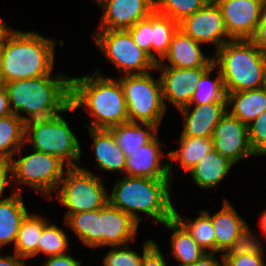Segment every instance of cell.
Segmentation results:
<instances>
[{"label": "cell", "mask_w": 266, "mask_h": 266, "mask_svg": "<svg viewBox=\"0 0 266 266\" xmlns=\"http://www.w3.org/2000/svg\"><path fill=\"white\" fill-rule=\"evenodd\" d=\"M152 49L158 53L157 63L167 54L173 35L179 29V23L167 15L152 12Z\"/></svg>", "instance_id": "d6a6232c"}, {"label": "cell", "mask_w": 266, "mask_h": 266, "mask_svg": "<svg viewBox=\"0 0 266 266\" xmlns=\"http://www.w3.org/2000/svg\"><path fill=\"white\" fill-rule=\"evenodd\" d=\"M47 223L48 221L42 216L28 213L17 233L14 253L23 259L37 255V242Z\"/></svg>", "instance_id": "f1b7e54d"}, {"label": "cell", "mask_w": 266, "mask_h": 266, "mask_svg": "<svg viewBox=\"0 0 266 266\" xmlns=\"http://www.w3.org/2000/svg\"><path fill=\"white\" fill-rule=\"evenodd\" d=\"M138 225L129 214L108 202L100 208V247L128 244V242L135 239Z\"/></svg>", "instance_id": "2e32d148"}, {"label": "cell", "mask_w": 266, "mask_h": 266, "mask_svg": "<svg viewBox=\"0 0 266 266\" xmlns=\"http://www.w3.org/2000/svg\"><path fill=\"white\" fill-rule=\"evenodd\" d=\"M21 191L14 192L0 200V248L15 243L23 219L28 214L21 197Z\"/></svg>", "instance_id": "44dd1931"}, {"label": "cell", "mask_w": 266, "mask_h": 266, "mask_svg": "<svg viewBox=\"0 0 266 266\" xmlns=\"http://www.w3.org/2000/svg\"><path fill=\"white\" fill-rule=\"evenodd\" d=\"M13 114L10 108L6 87L0 83V117Z\"/></svg>", "instance_id": "f6af8a7d"}, {"label": "cell", "mask_w": 266, "mask_h": 266, "mask_svg": "<svg viewBox=\"0 0 266 266\" xmlns=\"http://www.w3.org/2000/svg\"><path fill=\"white\" fill-rule=\"evenodd\" d=\"M215 68H217V66L213 64L200 77L194 88L190 103L187 106H192L194 104H207L212 102H227V93L225 91L220 71H217L218 75L215 80L211 81L209 79L210 73Z\"/></svg>", "instance_id": "4dcf8cb0"}, {"label": "cell", "mask_w": 266, "mask_h": 266, "mask_svg": "<svg viewBox=\"0 0 266 266\" xmlns=\"http://www.w3.org/2000/svg\"><path fill=\"white\" fill-rule=\"evenodd\" d=\"M260 221L261 228L266 233V210L262 213Z\"/></svg>", "instance_id": "681fc988"}, {"label": "cell", "mask_w": 266, "mask_h": 266, "mask_svg": "<svg viewBox=\"0 0 266 266\" xmlns=\"http://www.w3.org/2000/svg\"><path fill=\"white\" fill-rule=\"evenodd\" d=\"M140 125L138 122H126L109 129L127 157L131 155V152L140 149L142 145L148 144L157 134L158 127L156 125L152 123H141ZM143 125L145 129L142 128Z\"/></svg>", "instance_id": "484cf974"}, {"label": "cell", "mask_w": 266, "mask_h": 266, "mask_svg": "<svg viewBox=\"0 0 266 266\" xmlns=\"http://www.w3.org/2000/svg\"><path fill=\"white\" fill-rule=\"evenodd\" d=\"M61 113L42 119H34L25 124V144L33 150L58 157L66 167L78 166L81 149L79 142Z\"/></svg>", "instance_id": "8992f818"}, {"label": "cell", "mask_w": 266, "mask_h": 266, "mask_svg": "<svg viewBox=\"0 0 266 266\" xmlns=\"http://www.w3.org/2000/svg\"><path fill=\"white\" fill-rule=\"evenodd\" d=\"M26 122L15 114L0 117V158L12 159L25 145Z\"/></svg>", "instance_id": "83f0119b"}, {"label": "cell", "mask_w": 266, "mask_h": 266, "mask_svg": "<svg viewBox=\"0 0 266 266\" xmlns=\"http://www.w3.org/2000/svg\"><path fill=\"white\" fill-rule=\"evenodd\" d=\"M94 142L98 166L105 171H125L127 156L109 129L88 128Z\"/></svg>", "instance_id": "ffe728a7"}, {"label": "cell", "mask_w": 266, "mask_h": 266, "mask_svg": "<svg viewBox=\"0 0 266 266\" xmlns=\"http://www.w3.org/2000/svg\"><path fill=\"white\" fill-rule=\"evenodd\" d=\"M121 247L113 246L112 250H109L103 259L104 266H141L143 255L141 257L133 250H130L128 244Z\"/></svg>", "instance_id": "f35d334b"}, {"label": "cell", "mask_w": 266, "mask_h": 266, "mask_svg": "<svg viewBox=\"0 0 266 266\" xmlns=\"http://www.w3.org/2000/svg\"><path fill=\"white\" fill-rule=\"evenodd\" d=\"M220 7L228 35L249 39L259 22L263 4L257 0H214Z\"/></svg>", "instance_id": "4fadbf2b"}, {"label": "cell", "mask_w": 266, "mask_h": 266, "mask_svg": "<svg viewBox=\"0 0 266 266\" xmlns=\"http://www.w3.org/2000/svg\"><path fill=\"white\" fill-rule=\"evenodd\" d=\"M55 44L37 32L10 28L2 43V83L50 75Z\"/></svg>", "instance_id": "3957f363"}, {"label": "cell", "mask_w": 266, "mask_h": 266, "mask_svg": "<svg viewBox=\"0 0 266 266\" xmlns=\"http://www.w3.org/2000/svg\"><path fill=\"white\" fill-rule=\"evenodd\" d=\"M226 99L227 108L233 104V108L227 112L246 125L266 110V92L262 87L227 93Z\"/></svg>", "instance_id": "603a6c76"}, {"label": "cell", "mask_w": 266, "mask_h": 266, "mask_svg": "<svg viewBox=\"0 0 266 266\" xmlns=\"http://www.w3.org/2000/svg\"><path fill=\"white\" fill-rule=\"evenodd\" d=\"M82 261H77L71 255L65 253L62 255L49 256L47 262L42 266H80Z\"/></svg>", "instance_id": "7bdbcfd3"}, {"label": "cell", "mask_w": 266, "mask_h": 266, "mask_svg": "<svg viewBox=\"0 0 266 266\" xmlns=\"http://www.w3.org/2000/svg\"><path fill=\"white\" fill-rule=\"evenodd\" d=\"M262 88L264 89V91L266 92V75H265V79H264V82H263V86Z\"/></svg>", "instance_id": "816d5d0a"}, {"label": "cell", "mask_w": 266, "mask_h": 266, "mask_svg": "<svg viewBox=\"0 0 266 266\" xmlns=\"http://www.w3.org/2000/svg\"><path fill=\"white\" fill-rule=\"evenodd\" d=\"M68 248V238L61 228L48 222L37 242V254L43 253L46 256H56L65 254Z\"/></svg>", "instance_id": "e575fe53"}, {"label": "cell", "mask_w": 266, "mask_h": 266, "mask_svg": "<svg viewBox=\"0 0 266 266\" xmlns=\"http://www.w3.org/2000/svg\"><path fill=\"white\" fill-rule=\"evenodd\" d=\"M170 181L173 180L125 176L114 184L109 203L129 214L138 224L142 217L137 211L164 224L174 217Z\"/></svg>", "instance_id": "277c9868"}, {"label": "cell", "mask_w": 266, "mask_h": 266, "mask_svg": "<svg viewBox=\"0 0 266 266\" xmlns=\"http://www.w3.org/2000/svg\"><path fill=\"white\" fill-rule=\"evenodd\" d=\"M118 80L126 99L128 122L140 121L159 127L166 110L160 78L155 80L148 72L121 75Z\"/></svg>", "instance_id": "52a82bcc"}, {"label": "cell", "mask_w": 266, "mask_h": 266, "mask_svg": "<svg viewBox=\"0 0 266 266\" xmlns=\"http://www.w3.org/2000/svg\"><path fill=\"white\" fill-rule=\"evenodd\" d=\"M248 139L257 156L266 154V110L248 125Z\"/></svg>", "instance_id": "74e56055"}, {"label": "cell", "mask_w": 266, "mask_h": 266, "mask_svg": "<svg viewBox=\"0 0 266 266\" xmlns=\"http://www.w3.org/2000/svg\"><path fill=\"white\" fill-rule=\"evenodd\" d=\"M180 148L170 151L167 155L172 162L169 163V175L172 178L171 167L173 161L180 162V167L190 171L205 155L214 149L212 138L180 136Z\"/></svg>", "instance_id": "4316f807"}, {"label": "cell", "mask_w": 266, "mask_h": 266, "mask_svg": "<svg viewBox=\"0 0 266 266\" xmlns=\"http://www.w3.org/2000/svg\"><path fill=\"white\" fill-rule=\"evenodd\" d=\"M2 44H0V83H2Z\"/></svg>", "instance_id": "f907efd6"}, {"label": "cell", "mask_w": 266, "mask_h": 266, "mask_svg": "<svg viewBox=\"0 0 266 266\" xmlns=\"http://www.w3.org/2000/svg\"><path fill=\"white\" fill-rule=\"evenodd\" d=\"M103 8L101 29H129L154 11V0H95Z\"/></svg>", "instance_id": "9a60e30c"}, {"label": "cell", "mask_w": 266, "mask_h": 266, "mask_svg": "<svg viewBox=\"0 0 266 266\" xmlns=\"http://www.w3.org/2000/svg\"><path fill=\"white\" fill-rule=\"evenodd\" d=\"M215 234V253H224L238 237L243 225L246 223L235 208L224 199L222 209L214 215H210Z\"/></svg>", "instance_id": "7402d4cb"}, {"label": "cell", "mask_w": 266, "mask_h": 266, "mask_svg": "<svg viewBox=\"0 0 266 266\" xmlns=\"http://www.w3.org/2000/svg\"><path fill=\"white\" fill-rule=\"evenodd\" d=\"M13 114L25 122L49 118L73 110L71 78L64 75H45L4 83ZM19 112L28 113L30 118Z\"/></svg>", "instance_id": "6da1fadb"}, {"label": "cell", "mask_w": 266, "mask_h": 266, "mask_svg": "<svg viewBox=\"0 0 266 266\" xmlns=\"http://www.w3.org/2000/svg\"><path fill=\"white\" fill-rule=\"evenodd\" d=\"M163 225L173 231L171 236L172 254L180 261L178 266H191L207 253L175 217Z\"/></svg>", "instance_id": "d4e9b609"}, {"label": "cell", "mask_w": 266, "mask_h": 266, "mask_svg": "<svg viewBox=\"0 0 266 266\" xmlns=\"http://www.w3.org/2000/svg\"><path fill=\"white\" fill-rule=\"evenodd\" d=\"M9 173L10 176H8ZM12 179L13 177L11 160L0 158V200L1 196H3L2 194L5 190V187L7 186V183H9V181Z\"/></svg>", "instance_id": "ee69618b"}, {"label": "cell", "mask_w": 266, "mask_h": 266, "mask_svg": "<svg viewBox=\"0 0 266 266\" xmlns=\"http://www.w3.org/2000/svg\"><path fill=\"white\" fill-rule=\"evenodd\" d=\"M226 93L261 88L266 75V54L249 39H232L215 50Z\"/></svg>", "instance_id": "5b68a950"}, {"label": "cell", "mask_w": 266, "mask_h": 266, "mask_svg": "<svg viewBox=\"0 0 266 266\" xmlns=\"http://www.w3.org/2000/svg\"><path fill=\"white\" fill-rule=\"evenodd\" d=\"M233 165L225 155L213 149L189 172L198 187L210 189L225 178Z\"/></svg>", "instance_id": "cb8c5ba5"}, {"label": "cell", "mask_w": 266, "mask_h": 266, "mask_svg": "<svg viewBox=\"0 0 266 266\" xmlns=\"http://www.w3.org/2000/svg\"><path fill=\"white\" fill-rule=\"evenodd\" d=\"M211 0H154V10L178 23L203 8Z\"/></svg>", "instance_id": "836d02e7"}, {"label": "cell", "mask_w": 266, "mask_h": 266, "mask_svg": "<svg viewBox=\"0 0 266 266\" xmlns=\"http://www.w3.org/2000/svg\"><path fill=\"white\" fill-rule=\"evenodd\" d=\"M95 35L96 46L120 73L145 74L156 69V62L134 43L127 29L99 30Z\"/></svg>", "instance_id": "9c48e42d"}, {"label": "cell", "mask_w": 266, "mask_h": 266, "mask_svg": "<svg viewBox=\"0 0 266 266\" xmlns=\"http://www.w3.org/2000/svg\"><path fill=\"white\" fill-rule=\"evenodd\" d=\"M9 31L10 30L7 27L5 21L0 18V44L3 43V40Z\"/></svg>", "instance_id": "c3c4849f"}, {"label": "cell", "mask_w": 266, "mask_h": 266, "mask_svg": "<svg viewBox=\"0 0 266 266\" xmlns=\"http://www.w3.org/2000/svg\"><path fill=\"white\" fill-rule=\"evenodd\" d=\"M226 107L227 102H212L195 105L191 113V106L179 109L184 117L181 136L211 138L214 128L228 111Z\"/></svg>", "instance_id": "ac0fdd59"}, {"label": "cell", "mask_w": 266, "mask_h": 266, "mask_svg": "<svg viewBox=\"0 0 266 266\" xmlns=\"http://www.w3.org/2000/svg\"><path fill=\"white\" fill-rule=\"evenodd\" d=\"M257 236L248 229L247 223L241 228L238 237L232 242L228 250L223 255L259 254L264 255V250L260 245ZM259 242V243H258Z\"/></svg>", "instance_id": "d590c367"}, {"label": "cell", "mask_w": 266, "mask_h": 266, "mask_svg": "<svg viewBox=\"0 0 266 266\" xmlns=\"http://www.w3.org/2000/svg\"><path fill=\"white\" fill-rule=\"evenodd\" d=\"M100 209L76 212L64 219V224L76 233L84 245L88 247H100L99 235Z\"/></svg>", "instance_id": "f546056e"}, {"label": "cell", "mask_w": 266, "mask_h": 266, "mask_svg": "<svg viewBox=\"0 0 266 266\" xmlns=\"http://www.w3.org/2000/svg\"><path fill=\"white\" fill-rule=\"evenodd\" d=\"M209 67L176 68L156 67L160 75L162 97L179 109L189 105L194 88L200 77Z\"/></svg>", "instance_id": "5bb4252c"}, {"label": "cell", "mask_w": 266, "mask_h": 266, "mask_svg": "<svg viewBox=\"0 0 266 266\" xmlns=\"http://www.w3.org/2000/svg\"><path fill=\"white\" fill-rule=\"evenodd\" d=\"M249 40L264 54H266V4L263 5L259 22L254 34Z\"/></svg>", "instance_id": "b9f144b4"}, {"label": "cell", "mask_w": 266, "mask_h": 266, "mask_svg": "<svg viewBox=\"0 0 266 266\" xmlns=\"http://www.w3.org/2000/svg\"><path fill=\"white\" fill-rule=\"evenodd\" d=\"M263 256L259 254L223 255L224 266H266Z\"/></svg>", "instance_id": "60d3db41"}, {"label": "cell", "mask_w": 266, "mask_h": 266, "mask_svg": "<svg viewBox=\"0 0 266 266\" xmlns=\"http://www.w3.org/2000/svg\"><path fill=\"white\" fill-rule=\"evenodd\" d=\"M215 254L216 253L207 252L191 266H224L223 254H222V261L221 260L218 261L215 257Z\"/></svg>", "instance_id": "bcb514c9"}, {"label": "cell", "mask_w": 266, "mask_h": 266, "mask_svg": "<svg viewBox=\"0 0 266 266\" xmlns=\"http://www.w3.org/2000/svg\"><path fill=\"white\" fill-rule=\"evenodd\" d=\"M127 30L130 32L134 43L157 63V55L152 51V13L137 21Z\"/></svg>", "instance_id": "8d00e7d4"}, {"label": "cell", "mask_w": 266, "mask_h": 266, "mask_svg": "<svg viewBox=\"0 0 266 266\" xmlns=\"http://www.w3.org/2000/svg\"><path fill=\"white\" fill-rule=\"evenodd\" d=\"M142 254L141 266H167L157 243L152 239L144 241Z\"/></svg>", "instance_id": "ab89813d"}, {"label": "cell", "mask_w": 266, "mask_h": 266, "mask_svg": "<svg viewBox=\"0 0 266 266\" xmlns=\"http://www.w3.org/2000/svg\"><path fill=\"white\" fill-rule=\"evenodd\" d=\"M20 159H11L12 177L17 184H26L39 191L46 198H53L52 192L63 179L64 162L58 157L37 150Z\"/></svg>", "instance_id": "30bf717a"}, {"label": "cell", "mask_w": 266, "mask_h": 266, "mask_svg": "<svg viewBox=\"0 0 266 266\" xmlns=\"http://www.w3.org/2000/svg\"><path fill=\"white\" fill-rule=\"evenodd\" d=\"M157 135L140 149L127 157L125 172L127 176L153 179H171L169 165L162 164V145Z\"/></svg>", "instance_id": "e0dca14e"}, {"label": "cell", "mask_w": 266, "mask_h": 266, "mask_svg": "<svg viewBox=\"0 0 266 266\" xmlns=\"http://www.w3.org/2000/svg\"><path fill=\"white\" fill-rule=\"evenodd\" d=\"M0 266H26L25 259L19 257L16 253L14 255H6L5 258L0 256Z\"/></svg>", "instance_id": "7dc6e473"}, {"label": "cell", "mask_w": 266, "mask_h": 266, "mask_svg": "<svg viewBox=\"0 0 266 266\" xmlns=\"http://www.w3.org/2000/svg\"><path fill=\"white\" fill-rule=\"evenodd\" d=\"M200 216H198L195 220L186 219L185 222L181 216L174 209V217L188 230L191 234L192 238L196 241V243L201 246L206 252L210 250V253H215V234L214 227L209 216V212L206 210L200 211Z\"/></svg>", "instance_id": "1f68e13d"}, {"label": "cell", "mask_w": 266, "mask_h": 266, "mask_svg": "<svg viewBox=\"0 0 266 266\" xmlns=\"http://www.w3.org/2000/svg\"><path fill=\"white\" fill-rule=\"evenodd\" d=\"M259 2H261L263 5L266 4V0H257Z\"/></svg>", "instance_id": "f5cc1de1"}, {"label": "cell", "mask_w": 266, "mask_h": 266, "mask_svg": "<svg viewBox=\"0 0 266 266\" xmlns=\"http://www.w3.org/2000/svg\"><path fill=\"white\" fill-rule=\"evenodd\" d=\"M66 177L60 181L57 192V198L62 206L68 208L64 219L76 212H87L97 210L109 202V196L106 193L101 178L94 175L86 168L66 167L64 173Z\"/></svg>", "instance_id": "ba28073f"}, {"label": "cell", "mask_w": 266, "mask_h": 266, "mask_svg": "<svg viewBox=\"0 0 266 266\" xmlns=\"http://www.w3.org/2000/svg\"><path fill=\"white\" fill-rule=\"evenodd\" d=\"M200 43L185 35L180 29L173 35L167 54L163 57L169 64L163 61L156 63V67L195 68L210 67L213 65V57L203 54Z\"/></svg>", "instance_id": "d6986e66"}, {"label": "cell", "mask_w": 266, "mask_h": 266, "mask_svg": "<svg viewBox=\"0 0 266 266\" xmlns=\"http://www.w3.org/2000/svg\"><path fill=\"white\" fill-rule=\"evenodd\" d=\"M214 149L234 164L245 157L256 155L248 139V125L228 112L220 119L212 134Z\"/></svg>", "instance_id": "7c38bea8"}, {"label": "cell", "mask_w": 266, "mask_h": 266, "mask_svg": "<svg viewBox=\"0 0 266 266\" xmlns=\"http://www.w3.org/2000/svg\"><path fill=\"white\" fill-rule=\"evenodd\" d=\"M73 110L85 106L93 122L85 127L110 129L128 122L127 104L120 81L103 77L95 70L93 75L71 78Z\"/></svg>", "instance_id": "7a4b0ae2"}, {"label": "cell", "mask_w": 266, "mask_h": 266, "mask_svg": "<svg viewBox=\"0 0 266 266\" xmlns=\"http://www.w3.org/2000/svg\"><path fill=\"white\" fill-rule=\"evenodd\" d=\"M179 29L198 43H213L216 50L232 40L228 35L220 7L214 0L179 22ZM228 39H224V38Z\"/></svg>", "instance_id": "8fae6325"}]
</instances>
